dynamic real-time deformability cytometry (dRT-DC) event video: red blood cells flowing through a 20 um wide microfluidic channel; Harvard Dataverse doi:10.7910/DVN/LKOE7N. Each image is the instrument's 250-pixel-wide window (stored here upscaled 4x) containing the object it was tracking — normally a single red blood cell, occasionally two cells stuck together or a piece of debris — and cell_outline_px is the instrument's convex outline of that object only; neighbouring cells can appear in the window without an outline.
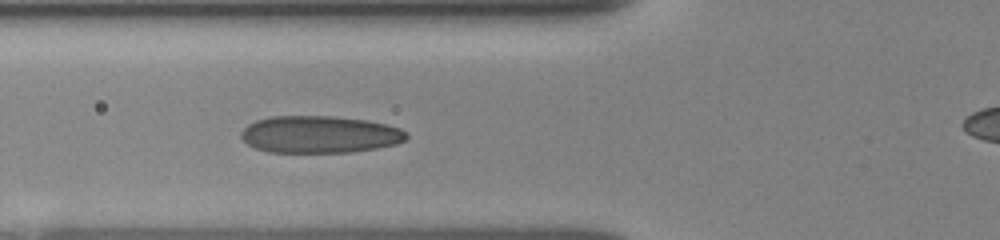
{"species": "human", "species_latin": "Homo sapiens", "temperature_condition": "room temperature", "stored_images_in_passage": 22, "camera_frame_rate_fps": 3000, "um_per_image_px": 0.085, "donor": {"sex": "female"}, "frame": {"image": 1, "passage_image": 14, "time_ms": 4.333, "image_size_px": [1000, 240], "cell_outline_px": [[408, 140], [396, 144], [376, 148], [352, 152], [268, 152], [256, 148], [248, 144], [240, 136], [240, 132], [248, 124], [256, 120], [272, 116], [332, 116], [364, 120], [388, 124], [400, 128], [408, 132]], "centroid_in_image_um": [27.2, 11.42], "position_along_channel_um": 98.6, "area_um2": 35.95}}
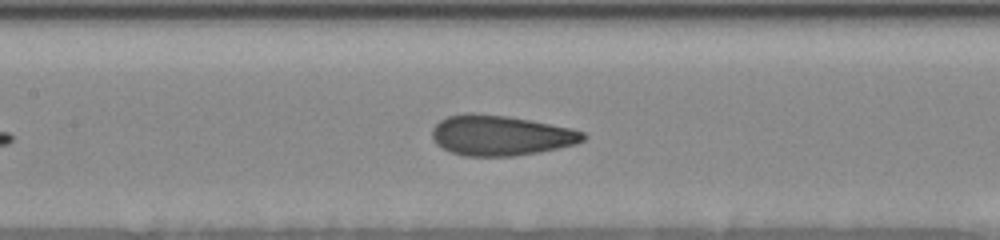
{"frame": {"image": 2, "passage_image": 18, "time_ms": 5.667, "image_size_px": [1000, 240], "cell_outline_px": [[588, 136], [584, 140], [576, 144], [540, 152], [516, 156], [464, 156], [452, 152], [436, 144], [432, 140], [432, 128], [440, 120], [448, 116], [468, 112], [476, 112], [508, 116], [572, 128], [584, 132]], "centroid_in_image_um": [42.55, 11.5], "position_along_channel_um": 164.8, "area_um2": 35.72}}
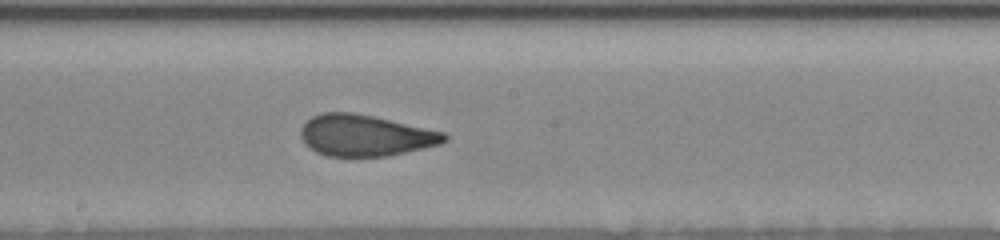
{"frame": {"image": 3, "passage_image": 22, "time_ms": 7.0, "image_size_px": [1000, 240], "cell_outline_px": [[448, 140], [440, 144], [424, 148], [388, 156], [328, 156], [316, 152], [304, 144], [300, 136], [300, 128], [312, 116], [324, 112], [352, 112], [372, 116], [444, 132], [448, 136]], "centroid_in_image_um": [31.02, 11.52], "position_along_channel_um": 217.2, "area_um2": 34.51}}